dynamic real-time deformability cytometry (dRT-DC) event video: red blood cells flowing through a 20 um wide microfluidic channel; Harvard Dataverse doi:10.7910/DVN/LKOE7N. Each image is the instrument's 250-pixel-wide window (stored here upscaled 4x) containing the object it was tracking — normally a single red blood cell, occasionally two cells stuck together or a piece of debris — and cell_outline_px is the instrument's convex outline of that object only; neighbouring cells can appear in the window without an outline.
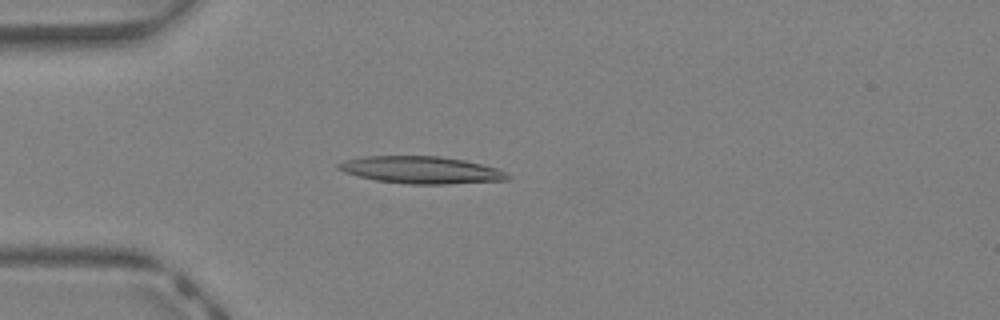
{"species": "Egyptian fruit bat (a non-hibernating species)", "species_latin": "Rousettus aegyptiacus", "temperature_condition": "warm", "stored_images_in_passage": 34, "camera_frame_rate_fps": 3000, "um_per_image_px": 0.085, "animal": {"sex": "female"}, "frame": {"image": 1, "passage_image": 8, "time_ms": 2.333, "image_size_px": [1000, 320], "cell_outline_px": [[512, 180], [448, 184], [408, 184], [376, 180], [344, 172], [336, 168], [336, 164], [344, 160], [364, 156], [440, 156], [464, 160], [496, 168], [508, 172], [512, 176]], "centroid_in_image_um": [35.85, 14.45], "position_along_channel_um": 49.2, "area_um2": 26.99}}
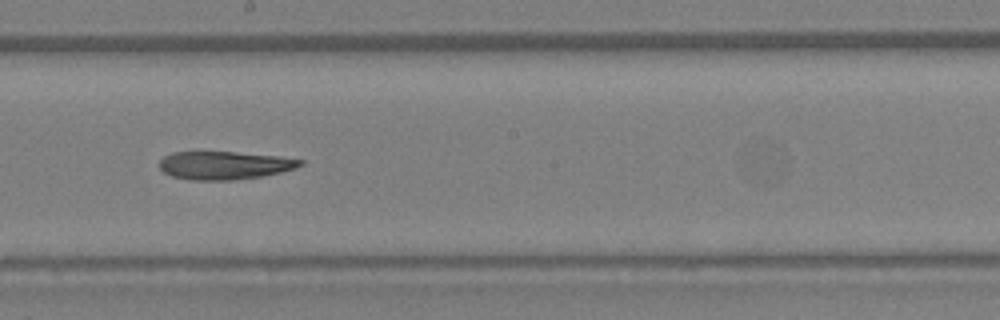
{"frame": {"image": 2, "passage_image": 20, "time_ms": 6.333, "image_size_px": [1000, 320], "cell_outline_px": [[304, 164], [296, 168], [280, 172], [260, 176], [232, 180], [192, 180], [172, 176], [164, 172], [160, 168], [160, 160], [164, 156], [172, 152], [236, 152], [276, 156], [304, 160]], "centroid_in_image_um": [19.07, 14.05], "position_along_channel_um": 229.1, "area_um2": 22.89}}
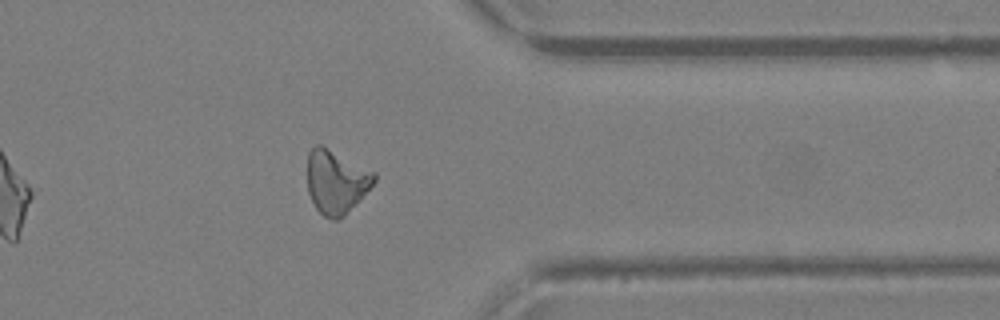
{"frame": {"image": 3, "passage_image": 30, "time_ms": 9.667, "image_size_px": [1000, 320], "cell_outline_px": [[376, 180], [344, 216], [336, 220], [332, 220], [324, 216], [316, 208], [308, 192], [308, 152], [316, 144], [320, 144], [376, 172]], "centroid_in_image_um": [28.56, 15.43], "position_along_channel_um": 382.8, "area_um2": 24.51}}